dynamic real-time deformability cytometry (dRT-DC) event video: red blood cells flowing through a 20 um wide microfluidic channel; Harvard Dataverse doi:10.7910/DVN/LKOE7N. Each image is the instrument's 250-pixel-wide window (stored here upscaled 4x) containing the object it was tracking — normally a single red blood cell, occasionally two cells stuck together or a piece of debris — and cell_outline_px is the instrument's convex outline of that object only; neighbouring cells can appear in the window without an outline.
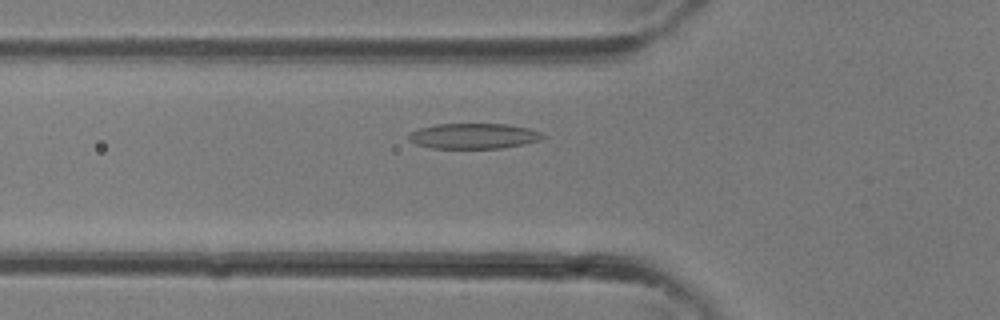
{"species": "common noctule bat (a hibernating species)", "species_latin": "Nyctalus noctula", "temperature_condition": "room temperature", "stored_images_in_passage": 24, "camera_frame_rate_fps": 3000, "um_per_image_px": 0.085, "animal": {"sex": "female"}, "frame": {"image": 1, "passage_image": 2, "time_ms": 0.333, "image_size_px": [1000, 320], "cell_outline_px": [[544, 136], [540, 140], [524, 144], [504, 148], [432, 148], [416, 144], [408, 140], [408, 132], [420, 128], [436, 124], [508, 124], [528, 128], [544, 132]], "centroid_in_image_um": [40.26, 11.56], "position_along_channel_um": 85.5, "area_um2": 20.0}}
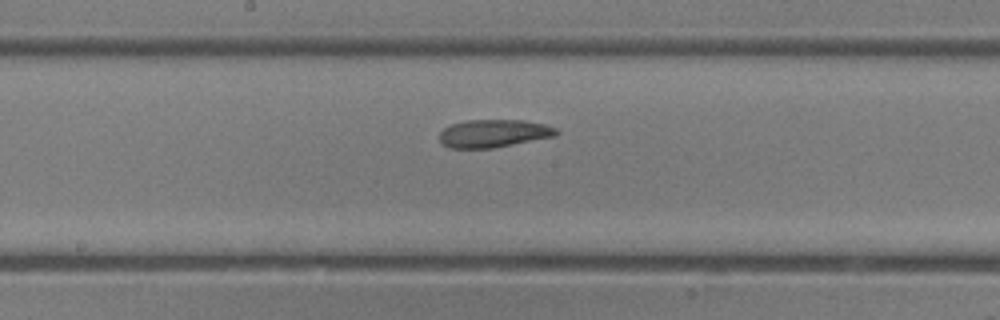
{"frame": {"image": 2, "passage_image": 8, "time_ms": 2.333, "image_size_px": [1000, 320], "cell_outline_px": [[560, 132], [556, 136], [492, 148], [448, 148], [440, 144], [440, 132], [444, 128], [452, 124], [464, 120], [524, 120], [544, 124], [556, 128]], "centroid_in_image_um": [41.95, 11.34], "position_along_channel_um": 206.3, "area_um2": 19.07}}
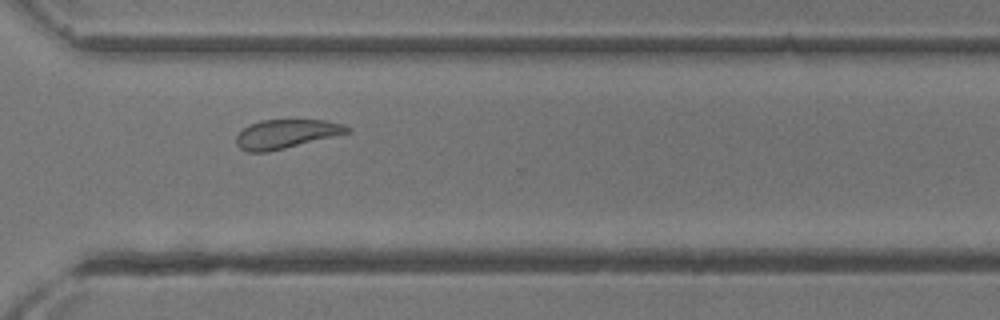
{"frame": {"image": 3, "passage_image": 15, "time_ms": 4.667, "image_size_px": [1000, 320], "cell_outline_px": [[352, 132], [268, 152], [248, 152], [240, 148], [236, 144], [236, 136], [248, 124], [260, 120], [328, 120], [344, 124], [352, 128]], "centroid_in_image_um": [24.35, 11.37], "position_along_channel_um": 346.3, "area_um2": 18.84}}